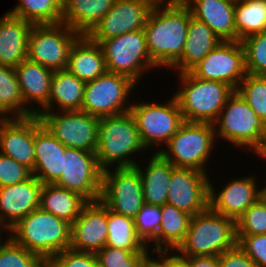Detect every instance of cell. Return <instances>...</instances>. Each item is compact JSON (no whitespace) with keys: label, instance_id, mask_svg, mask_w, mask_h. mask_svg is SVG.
I'll list each match as a JSON object with an SVG mask.
<instances>
[{"label":"cell","instance_id":"cell-47","mask_svg":"<svg viewBox=\"0 0 266 267\" xmlns=\"http://www.w3.org/2000/svg\"><path fill=\"white\" fill-rule=\"evenodd\" d=\"M156 255L157 257H154ZM151 256L160 267H189L188 262L175 251L155 252Z\"/></svg>","mask_w":266,"mask_h":267},{"label":"cell","instance_id":"cell-33","mask_svg":"<svg viewBox=\"0 0 266 267\" xmlns=\"http://www.w3.org/2000/svg\"><path fill=\"white\" fill-rule=\"evenodd\" d=\"M107 238L105 246L121 248L131 252L151 251L137 235L132 218L107 208Z\"/></svg>","mask_w":266,"mask_h":267},{"label":"cell","instance_id":"cell-19","mask_svg":"<svg viewBox=\"0 0 266 267\" xmlns=\"http://www.w3.org/2000/svg\"><path fill=\"white\" fill-rule=\"evenodd\" d=\"M107 207L99 200L88 202L71 224L70 249L96 253L105 247Z\"/></svg>","mask_w":266,"mask_h":267},{"label":"cell","instance_id":"cell-11","mask_svg":"<svg viewBox=\"0 0 266 267\" xmlns=\"http://www.w3.org/2000/svg\"><path fill=\"white\" fill-rule=\"evenodd\" d=\"M79 36L64 23L33 25L27 59L52 71L65 70L70 49Z\"/></svg>","mask_w":266,"mask_h":267},{"label":"cell","instance_id":"cell-23","mask_svg":"<svg viewBox=\"0 0 266 267\" xmlns=\"http://www.w3.org/2000/svg\"><path fill=\"white\" fill-rule=\"evenodd\" d=\"M236 0H187L191 15L207 24L222 41H236Z\"/></svg>","mask_w":266,"mask_h":267},{"label":"cell","instance_id":"cell-29","mask_svg":"<svg viewBox=\"0 0 266 267\" xmlns=\"http://www.w3.org/2000/svg\"><path fill=\"white\" fill-rule=\"evenodd\" d=\"M115 0H62L61 23L79 35H88Z\"/></svg>","mask_w":266,"mask_h":267},{"label":"cell","instance_id":"cell-7","mask_svg":"<svg viewBox=\"0 0 266 267\" xmlns=\"http://www.w3.org/2000/svg\"><path fill=\"white\" fill-rule=\"evenodd\" d=\"M216 144L213 124L185 121L159 154L174 167L193 168L208 174L209 170L213 173L209 161L214 159Z\"/></svg>","mask_w":266,"mask_h":267},{"label":"cell","instance_id":"cell-15","mask_svg":"<svg viewBox=\"0 0 266 267\" xmlns=\"http://www.w3.org/2000/svg\"><path fill=\"white\" fill-rule=\"evenodd\" d=\"M189 72L203 80L223 82L236 91L247 74L241 42L222 41Z\"/></svg>","mask_w":266,"mask_h":267},{"label":"cell","instance_id":"cell-14","mask_svg":"<svg viewBox=\"0 0 266 267\" xmlns=\"http://www.w3.org/2000/svg\"><path fill=\"white\" fill-rule=\"evenodd\" d=\"M102 172L95 152L66 147L63 171L55 185L79 194L87 202H96L100 200Z\"/></svg>","mask_w":266,"mask_h":267},{"label":"cell","instance_id":"cell-49","mask_svg":"<svg viewBox=\"0 0 266 267\" xmlns=\"http://www.w3.org/2000/svg\"><path fill=\"white\" fill-rule=\"evenodd\" d=\"M249 152L256 154L259 159H263L262 163H266V128L263 134L258 138L256 144L249 150Z\"/></svg>","mask_w":266,"mask_h":267},{"label":"cell","instance_id":"cell-2","mask_svg":"<svg viewBox=\"0 0 266 267\" xmlns=\"http://www.w3.org/2000/svg\"><path fill=\"white\" fill-rule=\"evenodd\" d=\"M140 153L143 156L148 152L140 140L135 120L130 111L116 116L99 118L98 144L95 154L102 170L135 167Z\"/></svg>","mask_w":266,"mask_h":267},{"label":"cell","instance_id":"cell-35","mask_svg":"<svg viewBox=\"0 0 266 267\" xmlns=\"http://www.w3.org/2000/svg\"><path fill=\"white\" fill-rule=\"evenodd\" d=\"M236 41L266 31V0H236Z\"/></svg>","mask_w":266,"mask_h":267},{"label":"cell","instance_id":"cell-43","mask_svg":"<svg viewBox=\"0 0 266 267\" xmlns=\"http://www.w3.org/2000/svg\"><path fill=\"white\" fill-rule=\"evenodd\" d=\"M45 267H98L95 253L66 249L45 262Z\"/></svg>","mask_w":266,"mask_h":267},{"label":"cell","instance_id":"cell-32","mask_svg":"<svg viewBox=\"0 0 266 267\" xmlns=\"http://www.w3.org/2000/svg\"><path fill=\"white\" fill-rule=\"evenodd\" d=\"M87 203L75 192L55 184H43L39 208L72 224Z\"/></svg>","mask_w":266,"mask_h":267},{"label":"cell","instance_id":"cell-48","mask_svg":"<svg viewBox=\"0 0 266 267\" xmlns=\"http://www.w3.org/2000/svg\"><path fill=\"white\" fill-rule=\"evenodd\" d=\"M182 258L188 262L189 267H221L218 256L202 255Z\"/></svg>","mask_w":266,"mask_h":267},{"label":"cell","instance_id":"cell-25","mask_svg":"<svg viewBox=\"0 0 266 267\" xmlns=\"http://www.w3.org/2000/svg\"><path fill=\"white\" fill-rule=\"evenodd\" d=\"M15 71L25 104L37 114L49 102L53 71L28 59Z\"/></svg>","mask_w":266,"mask_h":267},{"label":"cell","instance_id":"cell-13","mask_svg":"<svg viewBox=\"0 0 266 267\" xmlns=\"http://www.w3.org/2000/svg\"><path fill=\"white\" fill-rule=\"evenodd\" d=\"M100 201L109 210L135 219L145 205L142 180L137 168L103 170Z\"/></svg>","mask_w":266,"mask_h":267},{"label":"cell","instance_id":"cell-40","mask_svg":"<svg viewBox=\"0 0 266 267\" xmlns=\"http://www.w3.org/2000/svg\"><path fill=\"white\" fill-rule=\"evenodd\" d=\"M240 42L244 49L246 73L266 76V31Z\"/></svg>","mask_w":266,"mask_h":267},{"label":"cell","instance_id":"cell-41","mask_svg":"<svg viewBox=\"0 0 266 267\" xmlns=\"http://www.w3.org/2000/svg\"><path fill=\"white\" fill-rule=\"evenodd\" d=\"M257 234H266V203L261 197L236 220V235Z\"/></svg>","mask_w":266,"mask_h":267},{"label":"cell","instance_id":"cell-30","mask_svg":"<svg viewBox=\"0 0 266 267\" xmlns=\"http://www.w3.org/2000/svg\"><path fill=\"white\" fill-rule=\"evenodd\" d=\"M84 88L85 82L67 69L53 71L49 102L39 112L81 110Z\"/></svg>","mask_w":266,"mask_h":267},{"label":"cell","instance_id":"cell-52","mask_svg":"<svg viewBox=\"0 0 266 267\" xmlns=\"http://www.w3.org/2000/svg\"><path fill=\"white\" fill-rule=\"evenodd\" d=\"M144 267H160L152 258Z\"/></svg>","mask_w":266,"mask_h":267},{"label":"cell","instance_id":"cell-9","mask_svg":"<svg viewBox=\"0 0 266 267\" xmlns=\"http://www.w3.org/2000/svg\"><path fill=\"white\" fill-rule=\"evenodd\" d=\"M217 143L227 141L234 149L246 154L263 134L266 125L246 101L234 91L226 100L217 120L213 123ZM220 138V139H219ZM218 139L220 141H218Z\"/></svg>","mask_w":266,"mask_h":267},{"label":"cell","instance_id":"cell-1","mask_svg":"<svg viewBox=\"0 0 266 267\" xmlns=\"http://www.w3.org/2000/svg\"><path fill=\"white\" fill-rule=\"evenodd\" d=\"M190 16L184 3L154 4L149 12L143 30L149 55L160 70L181 57Z\"/></svg>","mask_w":266,"mask_h":267},{"label":"cell","instance_id":"cell-8","mask_svg":"<svg viewBox=\"0 0 266 267\" xmlns=\"http://www.w3.org/2000/svg\"><path fill=\"white\" fill-rule=\"evenodd\" d=\"M102 48L107 72L129 77L138 87L145 73L159 69L152 61L144 30H136L106 40H93Z\"/></svg>","mask_w":266,"mask_h":267},{"label":"cell","instance_id":"cell-44","mask_svg":"<svg viewBox=\"0 0 266 267\" xmlns=\"http://www.w3.org/2000/svg\"><path fill=\"white\" fill-rule=\"evenodd\" d=\"M32 175L29 168L0 153V187L20 183Z\"/></svg>","mask_w":266,"mask_h":267},{"label":"cell","instance_id":"cell-46","mask_svg":"<svg viewBox=\"0 0 266 267\" xmlns=\"http://www.w3.org/2000/svg\"><path fill=\"white\" fill-rule=\"evenodd\" d=\"M221 267H259L244 251L236 244L218 256Z\"/></svg>","mask_w":266,"mask_h":267},{"label":"cell","instance_id":"cell-4","mask_svg":"<svg viewBox=\"0 0 266 267\" xmlns=\"http://www.w3.org/2000/svg\"><path fill=\"white\" fill-rule=\"evenodd\" d=\"M173 94L186 122L213 124L234 90L220 81L203 80L190 72L177 73Z\"/></svg>","mask_w":266,"mask_h":267},{"label":"cell","instance_id":"cell-45","mask_svg":"<svg viewBox=\"0 0 266 267\" xmlns=\"http://www.w3.org/2000/svg\"><path fill=\"white\" fill-rule=\"evenodd\" d=\"M238 246L259 267H266V234L236 235Z\"/></svg>","mask_w":266,"mask_h":267},{"label":"cell","instance_id":"cell-53","mask_svg":"<svg viewBox=\"0 0 266 267\" xmlns=\"http://www.w3.org/2000/svg\"><path fill=\"white\" fill-rule=\"evenodd\" d=\"M3 232L7 235V230L0 224V242L4 239L3 237H5Z\"/></svg>","mask_w":266,"mask_h":267},{"label":"cell","instance_id":"cell-10","mask_svg":"<svg viewBox=\"0 0 266 267\" xmlns=\"http://www.w3.org/2000/svg\"><path fill=\"white\" fill-rule=\"evenodd\" d=\"M137 86L127 76L106 72L85 83L81 111L97 118L129 112Z\"/></svg>","mask_w":266,"mask_h":267},{"label":"cell","instance_id":"cell-26","mask_svg":"<svg viewBox=\"0 0 266 267\" xmlns=\"http://www.w3.org/2000/svg\"><path fill=\"white\" fill-rule=\"evenodd\" d=\"M221 42L207 24L191 15L183 53L169 70L173 73L189 72Z\"/></svg>","mask_w":266,"mask_h":267},{"label":"cell","instance_id":"cell-3","mask_svg":"<svg viewBox=\"0 0 266 267\" xmlns=\"http://www.w3.org/2000/svg\"><path fill=\"white\" fill-rule=\"evenodd\" d=\"M71 224L40 208L20 219L7 235L17 244L37 254L44 262L70 249Z\"/></svg>","mask_w":266,"mask_h":267},{"label":"cell","instance_id":"cell-5","mask_svg":"<svg viewBox=\"0 0 266 267\" xmlns=\"http://www.w3.org/2000/svg\"><path fill=\"white\" fill-rule=\"evenodd\" d=\"M236 244V221L208 207L191 217L186 237L175 252L180 257L219 256Z\"/></svg>","mask_w":266,"mask_h":267},{"label":"cell","instance_id":"cell-22","mask_svg":"<svg viewBox=\"0 0 266 267\" xmlns=\"http://www.w3.org/2000/svg\"><path fill=\"white\" fill-rule=\"evenodd\" d=\"M35 162L33 175L42 184H55L63 171L65 146L34 115Z\"/></svg>","mask_w":266,"mask_h":267},{"label":"cell","instance_id":"cell-39","mask_svg":"<svg viewBox=\"0 0 266 267\" xmlns=\"http://www.w3.org/2000/svg\"><path fill=\"white\" fill-rule=\"evenodd\" d=\"M5 236L0 242V267H45V262L37 254Z\"/></svg>","mask_w":266,"mask_h":267},{"label":"cell","instance_id":"cell-51","mask_svg":"<svg viewBox=\"0 0 266 267\" xmlns=\"http://www.w3.org/2000/svg\"><path fill=\"white\" fill-rule=\"evenodd\" d=\"M266 177V176H265ZM265 184V185H264ZM260 189V197L263 199V201L266 203V181ZM264 186V187H263Z\"/></svg>","mask_w":266,"mask_h":267},{"label":"cell","instance_id":"cell-36","mask_svg":"<svg viewBox=\"0 0 266 267\" xmlns=\"http://www.w3.org/2000/svg\"><path fill=\"white\" fill-rule=\"evenodd\" d=\"M8 13L33 25L61 23L62 0H18Z\"/></svg>","mask_w":266,"mask_h":267},{"label":"cell","instance_id":"cell-21","mask_svg":"<svg viewBox=\"0 0 266 267\" xmlns=\"http://www.w3.org/2000/svg\"><path fill=\"white\" fill-rule=\"evenodd\" d=\"M0 153L21 163L33 173L34 115L0 120Z\"/></svg>","mask_w":266,"mask_h":267},{"label":"cell","instance_id":"cell-37","mask_svg":"<svg viewBox=\"0 0 266 267\" xmlns=\"http://www.w3.org/2000/svg\"><path fill=\"white\" fill-rule=\"evenodd\" d=\"M236 91L266 125V76L246 74Z\"/></svg>","mask_w":266,"mask_h":267},{"label":"cell","instance_id":"cell-16","mask_svg":"<svg viewBox=\"0 0 266 267\" xmlns=\"http://www.w3.org/2000/svg\"><path fill=\"white\" fill-rule=\"evenodd\" d=\"M256 175L228 178L221 188L209 178V207L235 221L260 198L261 185ZM240 177V178H239ZM231 179V180H230ZM258 181V182H257ZM214 182V183H213ZM259 183V184H258ZM216 188V189H215ZM221 189V190H220Z\"/></svg>","mask_w":266,"mask_h":267},{"label":"cell","instance_id":"cell-27","mask_svg":"<svg viewBox=\"0 0 266 267\" xmlns=\"http://www.w3.org/2000/svg\"><path fill=\"white\" fill-rule=\"evenodd\" d=\"M150 156H146L145 163L139 161L135 167L142 180L145 204L163 206L168 199V185L174 166L159 153H153Z\"/></svg>","mask_w":266,"mask_h":267},{"label":"cell","instance_id":"cell-54","mask_svg":"<svg viewBox=\"0 0 266 267\" xmlns=\"http://www.w3.org/2000/svg\"><path fill=\"white\" fill-rule=\"evenodd\" d=\"M7 118L1 111H0V120Z\"/></svg>","mask_w":266,"mask_h":267},{"label":"cell","instance_id":"cell-17","mask_svg":"<svg viewBox=\"0 0 266 267\" xmlns=\"http://www.w3.org/2000/svg\"><path fill=\"white\" fill-rule=\"evenodd\" d=\"M193 168L174 167L168 185V204L194 216L209 207V178Z\"/></svg>","mask_w":266,"mask_h":267},{"label":"cell","instance_id":"cell-50","mask_svg":"<svg viewBox=\"0 0 266 267\" xmlns=\"http://www.w3.org/2000/svg\"><path fill=\"white\" fill-rule=\"evenodd\" d=\"M154 4L185 3L187 0H151Z\"/></svg>","mask_w":266,"mask_h":267},{"label":"cell","instance_id":"cell-28","mask_svg":"<svg viewBox=\"0 0 266 267\" xmlns=\"http://www.w3.org/2000/svg\"><path fill=\"white\" fill-rule=\"evenodd\" d=\"M66 69L85 83L105 74L106 62L99 43L80 35L70 49Z\"/></svg>","mask_w":266,"mask_h":267},{"label":"cell","instance_id":"cell-31","mask_svg":"<svg viewBox=\"0 0 266 267\" xmlns=\"http://www.w3.org/2000/svg\"><path fill=\"white\" fill-rule=\"evenodd\" d=\"M191 217L174 205L165 203L161 206V225L158 234L147 245L151 252L175 251L186 237Z\"/></svg>","mask_w":266,"mask_h":267},{"label":"cell","instance_id":"cell-12","mask_svg":"<svg viewBox=\"0 0 266 267\" xmlns=\"http://www.w3.org/2000/svg\"><path fill=\"white\" fill-rule=\"evenodd\" d=\"M41 124L65 147L95 152L99 118L84 111L38 112Z\"/></svg>","mask_w":266,"mask_h":267},{"label":"cell","instance_id":"cell-24","mask_svg":"<svg viewBox=\"0 0 266 267\" xmlns=\"http://www.w3.org/2000/svg\"><path fill=\"white\" fill-rule=\"evenodd\" d=\"M32 26L31 22L8 12L0 17V65L15 68L27 59Z\"/></svg>","mask_w":266,"mask_h":267},{"label":"cell","instance_id":"cell-6","mask_svg":"<svg viewBox=\"0 0 266 267\" xmlns=\"http://www.w3.org/2000/svg\"><path fill=\"white\" fill-rule=\"evenodd\" d=\"M171 95L168 101L162 103L147 102L141 100V96H135V99H139L137 101L132 99L129 111L135 120L143 146L150 151L149 155L159 153L185 122L175 96Z\"/></svg>","mask_w":266,"mask_h":267},{"label":"cell","instance_id":"cell-38","mask_svg":"<svg viewBox=\"0 0 266 267\" xmlns=\"http://www.w3.org/2000/svg\"><path fill=\"white\" fill-rule=\"evenodd\" d=\"M98 267H144L152 258L151 251L131 252L105 246L95 253Z\"/></svg>","mask_w":266,"mask_h":267},{"label":"cell","instance_id":"cell-20","mask_svg":"<svg viewBox=\"0 0 266 267\" xmlns=\"http://www.w3.org/2000/svg\"><path fill=\"white\" fill-rule=\"evenodd\" d=\"M42 189L43 184L34 175L20 183L0 187V224L8 231L39 208Z\"/></svg>","mask_w":266,"mask_h":267},{"label":"cell","instance_id":"cell-18","mask_svg":"<svg viewBox=\"0 0 266 267\" xmlns=\"http://www.w3.org/2000/svg\"><path fill=\"white\" fill-rule=\"evenodd\" d=\"M153 5L151 0H115L111 9L87 36L91 40H106L143 30Z\"/></svg>","mask_w":266,"mask_h":267},{"label":"cell","instance_id":"cell-34","mask_svg":"<svg viewBox=\"0 0 266 267\" xmlns=\"http://www.w3.org/2000/svg\"><path fill=\"white\" fill-rule=\"evenodd\" d=\"M0 111L7 118L36 115L24 102L14 67L0 65Z\"/></svg>","mask_w":266,"mask_h":267},{"label":"cell","instance_id":"cell-42","mask_svg":"<svg viewBox=\"0 0 266 267\" xmlns=\"http://www.w3.org/2000/svg\"><path fill=\"white\" fill-rule=\"evenodd\" d=\"M134 221L137 235L148 245L158 234L161 225V206L145 204Z\"/></svg>","mask_w":266,"mask_h":267}]
</instances>
